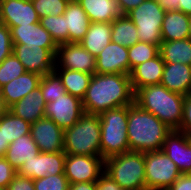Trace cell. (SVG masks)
Instances as JSON below:
<instances>
[{
    "label": "cell",
    "mask_w": 191,
    "mask_h": 190,
    "mask_svg": "<svg viewBox=\"0 0 191 190\" xmlns=\"http://www.w3.org/2000/svg\"><path fill=\"white\" fill-rule=\"evenodd\" d=\"M144 1L145 0H117L123 14H126L131 9L138 7Z\"/></svg>",
    "instance_id": "cell-44"
},
{
    "label": "cell",
    "mask_w": 191,
    "mask_h": 190,
    "mask_svg": "<svg viewBox=\"0 0 191 190\" xmlns=\"http://www.w3.org/2000/svg\"><path fill=\"white\" fill-rule=\"evenodd\" d=\"M95 57L79 43L59 44L55 55V68L94 74Z\"/></svg>",
    "instance_id": "cell-11"
},
{
    "label": "cell",
    "mask_w": 191,
    "mask_h": 190,
    "mask_svg": "<svg viewBox=\"0 0 191 190\" xmlns=\"http://www.w3.org/2000/svg\"><path fill=\"white\" fill-rule=\"evenodd\" d=\"M26 72L13 52L0 63V88Z\"/></svg>",
    "instance_id": "cell-35"
},
{
    "label": "cell",
    "mask_w": 191,
    "mask_h": 190,
    "mask_svg": "<svg viewBox=\"0 0 191 190\" xmlns=\"http://www.w3.org/2000/svg\"><path fill=\"white\" fill-rule=\"evenodd\" d=\"M65 158L64 151L40 152L34 158L25 161L17 170V174L32 180L47 175L64 174Z\"/></svg>",
    "instance_id": "cell-12"
},
{
    "label": "cell",
    "mask_w": 191,
    "mask_h": 190,
    "mask_svg": "<svg viewBox=\"0 0 191 190\" xmlns=\"http://www.w3.org/2000/svg\"><path fill=\"white\" fill-rule=\"evenodd\" d=\"M39 18L63 15L70 0H31Z\"/></svg>",
    "instance_id": "cell-36"
},
{
    "label": "cell",
    "mask_w": 191,
    "mask_h": 190,
    "mask_svg": "<svg viewBox=\"0 0 191 190\" xmlns=\"http://www.w3.org/2000/svg\"><path fill=\"white\" fill-rule=\"evenodd\" d=\"M63 15L69 31V43H79L88 31L90 19L76 0H70Z\"/></svg>",
    "instance_id": "cell-23"
},
{
    "label": "cell",
    "mask_w": 191,
    "mask_h": 190,
    "mask_svg": "<svg viewBox=\"0 0 191 190\" xmlns=\"http://www.w3.org/2000/svg\"><path fill=\"white\" fill-rule=\"evenodd\" d=\"M172 130L155 115L136 103L128 106L127 136L130 151L162 150L166 136Z\"/></svg>",
    "instance_id": "cell-2"
},
{
    "label": "cell",
    "mask_w": 191,
    "mask_h": 190,
    "mask_svg": "<svg viewBox=\"0 0 191 190\" xmlns=\"http://www.w3.org/2000/svg\"><path fill=\"white\" fill-rule=\"evenodd\" d=\"M33 182L35 190H69L70 185L65 174L47 175Z\"/></svg>",
    "instance_id": "cell-37"
},
{
    "label": "cell",
    "mask_w": 191,
    "mask_h": 190,
    "mask_svg": "<svg viewBox=\"0 0 191 190\" xmlns=\"http://www.w3.org/2000/svg\"><path fill=\"white\" fill-rule=\"evenodd\" d=\"M158 5L165 11H179L178 0H156Z\"/></svg>",
    "instance_id": "cell-45"
},
{
    "label": "cell",
    "mask_w": 191,
    "mask_h": 190,
    "mask_svg": "<svg viewBox=\"0 0 191 190\" xmlns=\"http://www.w3.org/2000/svg\"><path fill=\"white\" fill-rule=\"evenodd\" d=\"M167 190H191V174H181Z\"/></svg>",
    "instance_id": "cell-43"
},
{
    "label": "cell",
    "mask_w": 191,
    "mask_h": 190,
    "mask_svg": "<svg viewBox=\"0 0 191 190\" xmlns=\"http://www.w3.org/2000/svg\"><path fill=\"white\" fill-rule=\"evenodd\" d=\"M96 190H124L109 175L103 172L96 181Z\"/></svg>",
    "instance_id": "cell-42"
},
{
    "label": "cell",
    "mask_w": 191,
    "mask_h": 190,
    "mask_svg": "<svg viewBox=\"0 0 191 190\" xmlns=\"http://www.w3.org/2000/svg\"><path fill=\"white\" fill-rule=\"evenodd\" d=\"M69 190H96V182L72 183Z\"/></svg>",
    "instance_id": "cell-46"
},
{
    "label": "cell",
    "mask_w": 191,
    "mask_h": 190,
    "mask_svg": "<svg viewBox=\"0 0 191 190\" xmlns=\"http://www.w3.org/2000/svg\"><path fill=\"white\" fill-rule=\"evenodd\" d=\"M144 162L146 190H167L181 175L162 150L145 152Z\"/></svg>",
    "instance_id": "cell-8"
},
{
    "label": "cell",
    "mask_w": 191,
    "mask_h": 190,
    "mask_svg": "<svg viewBox=\"0 0 191 190\" xmlns=\"http://www.w3.org/2000/svg\"><path fill=\"white\" fill-rule=\"evenodd\" d=\"M184 99V95L169 91L161 84L137 89L134 95V103L155 115L171 130H179L181 126Z\"/></svg>",
    "instance_id": "cell-3"
},
{
    "label": "cell",
    "mask_w": 191,
    "mask_h": 190,
    "mask_svg": "<svg viewBox=\"0 0 191 190\" xmlns=\"http://www.w3.org/2000/svg\"><path fill=\"white\" fill-rule=\"evenodd\" d=\"M159 55V46L148 42H137L128 48L129 74L133 68Z\"/></svg>",
    "instance_id": "cell-32"
},
{
    "label": "cell",
    "mask_w": 191,
    "mask_h": 190,
    "mask_svg": "<svg viewBox=\"0 0 191 190\" xmlns=\"http://www.w3.org/2000/svg\"><path fill=\"white\" fill-rule=\"evenodd\" d=\"M189 20L190 15L181 11L166 12L161 26L162 41L187 39Z\"/></svg>",
    "instance_id": "cell-27"
},
{
    "label": "cell",
    "mask_w": 191,
    "mask_h": 190,
    "mask_svg": "<svg viewBox=\"0 0 191 190\" xmlns=\"http://www.w3.org/2000/svg\"><path fill=\"white\" fill-rule=\"evenodd\" d=\"M165 62L161 55L133 68L129 74L133 91L148 85H158L162 81Z\"/></svg>",
    "instance_id": "cell-20"
},
{
    "label": "cell",
    "mask_w": 191,
    "mask_h": 190,
    "mask_svg": "<svg viewBox=\"0 0 191 190\" xmlns=\"http://www.w3.org/2000/svg\"><path fill=\"white\" fill-rule=\"evenodd\" d=\"M0 127H2V133L5 140L10 144L18 137L30 134L31 124L24 121L22 118L15 116L8 109H1Z\"/></svg>",
    "instance_id": "cell-31"
},
{
    "label": "cell",
    "mask_w": 191,
    "mask_h": 190,
    "mask_svg": "<svg viewBox=\"0 0 191 190\" xmlns=\"http://www.w3.org/2000/svg\"><path fill=\"white\" fill-rule=\"evenodd\" d=\"M188 39L191 40V15H190V20L188 25Z\"/></svg>",
    "instance_id": "cell-49"
},
{
    "label": "cell",
    "mask_w": 191,
    "mask_h": 190,
    "mask_svg": "<svg viewBox=\"0 0 191 190\" xmlns=\"http://www.w3.org/2000/svg\"><path fill=\"white\" fill-rule=\"evenodd\" d=\"M111 41L127 48L139 42L137 27L126 14L112 22Z\"/></svg>",
    "instance_id": "cell-30"
},
{
    "label": "cell",
    "mask_w": 191,
    "mask_h": 190,
    "mask_svg": "<svg viewBox=\"0 0 191 190\" xmlns=\"http://www.w3.org/2000/svg\"><path fill=\"white\" fill-rule=\"evenodd\" d=\"M160 84L169 91L184 96L191 94V66L183 63H165Z\"/></svg>",
    "instance_id": "cell-22"
},
{
    "label": "cell",
    "mask_w": 191,
    "mask_h": 190,
    "mask_svg": "<svg viewBox=\"0 0 191 190\" xmlns=\"http://www.w3.org/2000/svg\"><path fill=\"white\" fill-rule=\"evenodd\" d=\"M162 151L176 164L181 174H191V141L187 134L172 130L165 138Z\"/></svg>",
    "instance_id": "cell-17"
},
{
    "label": "cell",
    "mask_w": 191,
    "mask_h": 190,
    "mask_svg": "<svg viewBox=\"0 0 191 190\" xmlns=\"http://www.w3.org/2000/svg\"><path fill=\"white\" fill-rule=\"evenodd\" d=\"M178 131L191 136V94L185 96L183 102V118Z\"/></svg>",
    "instance_id": "cell-40"
},
{
    "label": "cell",
    "mask_w": 191,
    "mask_h": 190,
    "mask_svg": "<svg viewBox=\"0 0 191 190\" xmlns=\"http://www.w3.org/2000/svg\"><path fill=\"white\" fill-rule=\"evenodd\" d=\"M179 11L191 15V0H178Z\"/></svg>",
    "instance_id": "cell-47"
},
{
    "label": "cell",
    "mask_w": 191,
    "mask_h": 190,
    "mask_svg": "<svg viewBox=\"0 0 191 190\" xmlns=\"http://www.w3.org/2000/svg\"><path fill=\"white\" fill-rule=\"evenodd\" d=\"M8 146L9 142L5 140L4 135L2 133V127H0V157H5Z\"/></svg>",
    "instance_id": "cell-48"
},
{
    "label": "cell",
    "mask_w": 191,
    "mask_h": 190,
    "mask_svg": "<svg viewBox=\"0 0 191 190\" xmlns=\"http://www.w3.org/2000/svg\"><path fill=\"white\" fill-rule=\"evenodd\" d=\"M13 54L23 64L26 72L41 76L54 71L55 56L46 48H28L24 44H13Z\"/></svg>",
    "instance_id": "cell-14"
},
{
    "label": "cell",
    "mask_w": 191,
    "mask_h": 190,
    "mask_svg": "<svg viewBox=\"0 0 191 190\" xmlns=\"http://www.w3.org/2000/svg\"><path fill=\"white\" fill-rule=\"evenodd\" d=\"M10 30L13 44H24L30 49L40 46L48 49L54 56L56 55L58 45L40 22L13 26Z\"/></svg>",
    "instance_id": "cell-16"
},
{
    "label": "cell",
    "mask_w": 191,
    "mask_h": 190,
    "mask_svg": "<svg viewBox=\"0 0 191 190\" xmlns=\"http://www.w3.org/2000/svg\"><path fill=\"white\" fill-rule=\"evenodd\" d=\"M16 174L17 170L6 158L0 157V188L5 190Z\"/></svg>",
    "instance_id": "cell-39"
},
{
    "label": "cell",
    "mask_w": 191,
    "mask_h": 190,
    "mask_svg": "<svg viewBox=\"0 0 191 190\" xmlns=\"http://www.w3.org/2000/svg\"><path fill=\"white\" fill-rule=\"evenodd\" d=\"M42 76L25 72L0 88V107L8 109L14 103L23 99L27 94L39 87Z\"/></svg>",
    "instance_id": "cell-19"
},
{
    "label": "cell",
    "mask_w": 191,
    "mask_h": 190,
    "mask_svg": "<svg viewBox=\"0 0 191 190\" xmlns=\"http://www.w3.org/2000/svg\"><path fill=\"white\" fill-rule=\"evenodd\" d=\"M40 153L37 144L30 134L18 137L9 144L5 158L16 169Z\"/></svg>",
    "instance_id": "cell-26"
},
{
    "label": "cell",
    "mask_w": 191,
    "mask_h": 190,
    "mask_svg": "<svg viewBox=\"0 0 191 190\" xmlns=\"http://www.w3.org/2000/svg\"><path fill=\"white\" fill-rule=\"evenodd\" d=\"M104 172L124 190H146L143 152L128 151L107 158Z\"/></svg>",
    "instance_id": "cell-5"
},
{
    "label": "cell",
    "mask_w": 191,
    "mask_h": 190,
    "mask_svg": "<svg viewBox=\"0 0 191 190\" xmlns=\"http://www.w3.org/2000/svg\"><path fill=\"white\" fill-rule=\"evenodd\" d=\"M13 52L11 30L0 23V63Z\"/></svg>",
    "instance_id": "cell-38"
},
{
    "label": "cell",
    "mask_w": 191,
    "mask_h": 190,
    "mask_svg": "<svg viewBox=\"0 0 191 190\" xmlns=\"http://www.w3.org/2000/svg\"><path fill=\"white\" fill-rule=\"evenodd\" d=\"M67 93L83 99L93 74L73 71L63 68H55Z\"/></svg>",
    "instance_id": "cell-29"
},
{
    "label": "cell",
    "mask_w": 191,
    "mask_h": 190,
    "mask_svg": "<svg viewBox=\"0 0 191 190\" xmlns=\"http://www.w3.org/2000/svg\"><path fill=\"white\" fill-rule=\"evenodd\" d=\"M104 172L101 156L66 154L64 174L69 183L96 182Z\"/></svg>",
    "instance_id": "cell-9"
},
{
    "label": "cell",
    "mask_w": 191,
    "mask_h": 190,
    "mask_svg": "<svg viewBox=\"0 0 191 190\" xmlns=\"http://www.w3.org/2000/svg\"><path fill=\"white\" fill-rule=\"evenodd\" d=\"M40 24L50 33L57 45L69 43V31L66 29L64 15L42 17Z\"/></svg>",
    "instance_id": "cell-33"
},
{
    "label": "cell",
    "mask_w": 191,
    "mask_h": 190,
    "mask_svg": "<svg viewBox=\"0 0 191 190\" xmlns=\"http://www.w3.org/2000/svg\"><path fill=\"white\" fill-rule=\"evenodd\" d=\"M112 23L91 22L83 39L79 44L89 51L95 58L111 41Z\"/></svg>",
    "instance_id": "cell-25"
},
{
    "label": "cell",
    "mask_w": 191,
    "mask_h": 190,
    "mask_svg": "<svg viewBox=\"0 0 191 190\" xmlns=\"http://www.w3.org/2000/svg\"><path fill=\"white\" fill-rule=\"evenodd\" d=\"M95 63V73L129 75L128 48L110 41L97 55Z\"/></svg>",
    "instance_id": "cell-18"
},
{
    "label": "cell",
    "mask_w": 191,
    "mask_h": 190,
    "mask_svg": "<svg viewBox=\"0 0 191 190\" xmlns=\"http://www.w3.org/2000/svg\"><path fill=\"white\" fill-rule=\"evenodd\" d=\"M39 86L46 103L52 102L66 93L61 78L55 71L43 75Z\"/></svg>",
    "instance_id": "cell-34"
},
{
    "label": "cell",
    "mask_w": 191,
    "mask_h": 190,
    "mask_svg": "<svg viewBox=\"0 0 191 190\" xmlns=\"http://www.w3.org/2000/svg\"><path fill=\"white\" fill-rule=\"evenodd\" d=\"M100 141L99 115L84 113L73 126L64 130L66 154L101 156Z\"/></svg>",
    "instance_id": "cell-4"
},
{
    "label": "cell",
    "mask_w": 191,
    "mask_h": 190,
    "mask_svg": "<svg viewBox=\"0 0 191 190\" xmlns=\"http://www.w3.org/2000/svg\"><path fill=\"white\" fill-rule=\"evenodd\" d=\"M82 100L69 93L46 104L45 118L53 120L63 130L73 126L84 114Z\"/></svg>",
    "instance_id": "cell-10"
},
{
    "label": "cell",
    "mask_w": 191,
    "mask_h": 190,
    "mask_svg": "<svg viewBox=\"0 0 191 190\" xmlns=\"http://www.w3.org/2000/svg\"><path fill=\"white\" fill-rule=\"evenodd\" d=\"M101 125V157L130 151L127 136L128 106L109 109L99 115Z\"/></svg>",
    "instance_id": "cell-6"
},
{
    "label": "cell",
    "mask_w": 191,
    "mask_h": 190,
    "mask_svg": "<svg viewBox=\"0 0 191 190\" xmlns=\"http://www.w3.org/2000/svg\"><path fill=\"white\" fill-rule=\"evenodd\" d=\"M30 135L40 152L64 151V130L51 119L44 117L32 123Z\"/></svg>",
    "instance_id": "cell-13"
},
{
    "label": "cell",
    "mask_w": 191,
    "mask_h": 190,
    "mask_svg": "<svg viewBox=\"0 0 191 190\" xmlns=\"http://www.w3.org/2000/svg\"><path fill=\"white\" fill-rule=\"evenodd\" d=\"M159 54L165 63H183L191 66V40L162 41Z\"/></svg>",
    "instance_id": "cell-28"
},
{
    "label": "cell",
    "mask_w": 191,
    "mask_h": 190,
    "mask_svg": "<svg viewBox=\"0 0 191 190\" xmlns=\"http://www.w3.org/2000/svg\"><path fill=\"white\" fill-rule=\"evenodd\" d=\"M5 190H35L31 178L16 174Z\"/></svg>",
    "instance_id": "cell-41"
},
{
    "label": "cell",
    "mask_w": 191,
    "mask_h": 190,
    "mask_svg": "<svg viewBox=\"0 0 191 190\" xmlns=\"http://www.w3.org/2000/svg\"><path fill=\"white\" fill-rule=\"evenodd\" d=\"M86 12L91 22L112 23L123 13L117 0H76Z\"/></svg>",
    "instance_id": "cell-24"
},
{
    "label": "cell",
    "mask_w": 191,
    "mask_h": 190,
    "mask_svg": "<svg viewBox=\"0 0 191 190\" xmlns=\"http://www.w3.org/2000/svg\"><path fill=\"white\" fill-rule=\"evenodd\" d=\"M134 95L129 75L94 73L82 105L85 113L100 115L109 109L133 104Z\"/></svg>",
    "instance_id": "cell-1"
},
{
    "label": "cell",
    "mask_w": 191,
    "mask_h": 190,
    "mask_svg": "<svg viewBox=\"0 0 191 190\" xmlns=\"http://www.w3.org/2000/svg\"><path fill=\"white\" fill-rule=\"evenodd\" d=\"M46 102L40 86L8 108L15 116L30 124L45 117Z\"/></svg>",
    "instance_id": "cell-21"
},
{
    "label": "cell",
    "mask_w": 191,
    "mask_h": 190,
    "mask_svg": "<svg viewBox=\"0 0 191 190\" xmlns=\"http://www.w3.org/2000/svg\"><path fill=\"white\" fill-rule=\"evenodd\" d=\"M165 13L156 0H145L126 15L137 27L140 42L160 46L162 43L161 26Z\"/></svg>",
    "instance_id": "cell-7"
},
{
    "label": "cell",
    "mask_w": 191,
    "mask_h": 190,
    "mask_svg": "<svg viewBox=\"0 0 191 190\" xmlns=\"http://www.w3.org/2000/svg\"><path fill=\"white\" fill-rule=\"evenodd\" d=\"M40 18L31 0H1L0 23L13 26L39 23Z\"/></svg>",
    "instance_id": "cell-15"
}]
</instances>
